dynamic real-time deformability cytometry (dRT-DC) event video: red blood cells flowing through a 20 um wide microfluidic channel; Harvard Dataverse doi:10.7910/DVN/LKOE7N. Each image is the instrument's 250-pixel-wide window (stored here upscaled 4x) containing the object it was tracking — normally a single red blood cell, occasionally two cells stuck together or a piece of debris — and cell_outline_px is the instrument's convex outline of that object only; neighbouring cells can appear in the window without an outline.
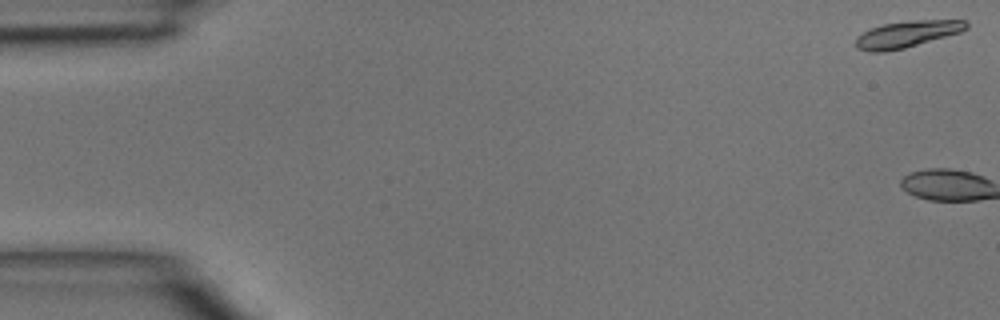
{"species": "common noctule bat (a hibernating species)", "species_latin": "Nyctalus noctula", "temperature_condition": "room temperature", "stored_images_in_passage": 3, "camera_frame_rate_fps": 3000, "um_per_image_px": 0.085, "animal": {"sex": "male", "body_mass_g": 15.6}, "frame": {"image": 1, "passage_image": 1, "time_ms": 0.0, "image_size_px": [1000, 320], "cell_outline_px": [[968, 28], [960, 32], [904, 48], [884, 52], [868, 52], [856, 48], [856, 36], [872, 28], [884, 24], [908, 20], [964, 20], [968, 24]], "centroid_in_image_um": [77.07, 2.9], "position_along_channel_um": 7.9, "area_um2": 16.99}}